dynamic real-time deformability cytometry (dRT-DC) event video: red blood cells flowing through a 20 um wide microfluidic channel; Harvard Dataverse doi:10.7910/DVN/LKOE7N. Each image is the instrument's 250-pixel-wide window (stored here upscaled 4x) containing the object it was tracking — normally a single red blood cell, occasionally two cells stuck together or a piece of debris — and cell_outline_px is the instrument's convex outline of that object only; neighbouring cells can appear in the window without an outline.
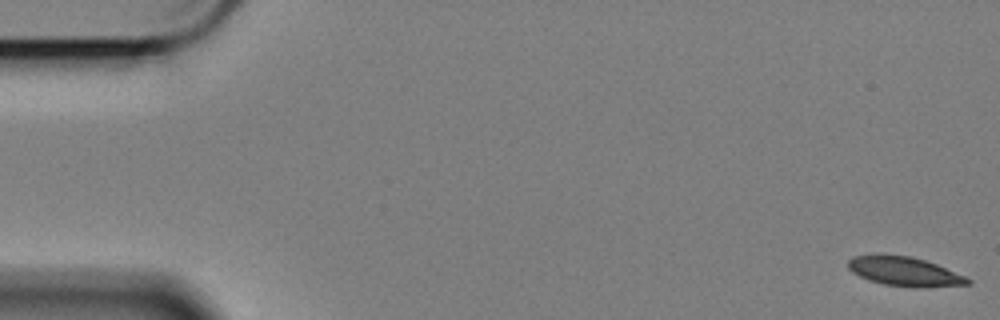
{"species": "Egyptian fruit bat (a non-hibernating species)", "species_latin": "Rousettus aegyptiacus", "temperature_condition": "cold", "stored_images_in_passage": 60, "camera_frame_rate_fps": 3000, "um_per_image_px": 0.085, "animal": {"sex": "female"}, "frame": {"image": 1, "passage_image": 1, "time_ms": 0.0, "image_size_px": [1000, 320], "cell_outline_px": [[972, 284], [920, 288], [912, 288], [884, 284], [868, 280], [852, 272], [848, 268], [848, 260], [852, 256], [876, 252], [880, 252], [908, 256], [924, 260], [936, 264], [964, 276], [972, 280]], "centroid_in_image_um": [76.82, 23.05], "position_along_channel_um": 8.2, "area_um2": 20.87}}
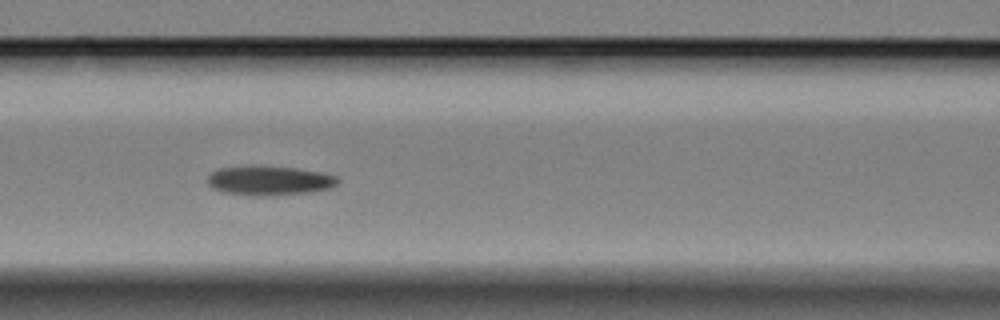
{"frame": {"image": 2, "passage_image": 25, "time_ms": 8.0, "image_size_px": [1000, 320], "cell_outline_px": [[340, 180], [336, 184], [328, 188], [308, 192], [272, 196], [264, 196], [224, 192], [212, 188], [208, 184], [208, 176], [216, 168], [252, 164], [256, 164], [296, 168], [320, 172], [336, 176]], "centroid_in_image_um": [22.84, 15.32], "position_along_channel_um": 143.8, "area_um2": 22.6}}
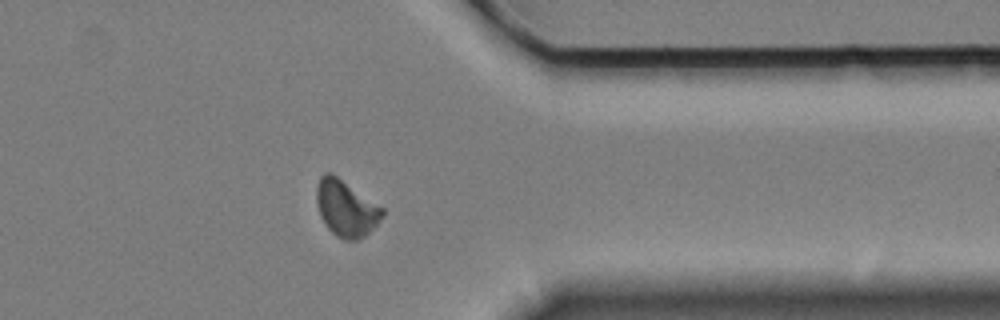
{"frame": {"image": 3, "passage_image": 47, "time_ms": 15.333, "image_size_px": [1000, 320], "cell_outline_px": [[384, 216], [364, 236], [356, 240], [344, 240], [336, 236], [328, 228], [320, 216], [316, 204], [316, 184], [320, 176], [324, 172], [332, 172], [384, 208]], "centroid_in_image_um": [29.39, 17.67], "position_along_channel_um": 382.0, "area_um2": 21.73}, "authors_computed_cell_mechanics": {"area_um2": 21.5883, "velocity_mm_per_s": 3.3798, "shape_relaxation_time_tau1_ms": null, "shape_relaxation_time_tau2_ms": 6.1763, "deformation_change_tau1": null, "deformation_change_tau2": 0.1065}}